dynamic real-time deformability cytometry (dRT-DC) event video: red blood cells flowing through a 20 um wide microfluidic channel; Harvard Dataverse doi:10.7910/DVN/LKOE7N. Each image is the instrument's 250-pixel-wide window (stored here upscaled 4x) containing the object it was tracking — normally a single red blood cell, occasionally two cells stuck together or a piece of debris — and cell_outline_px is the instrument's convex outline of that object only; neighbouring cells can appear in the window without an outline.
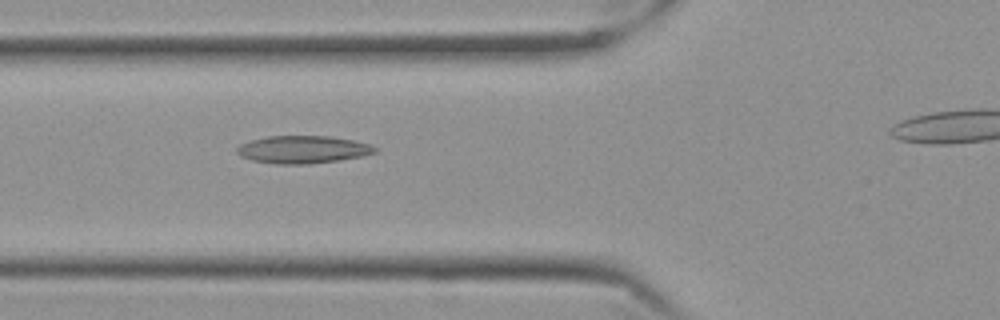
{"species": "Egyptian fruit bat (a non-hibernating species)", "species_latin": "Rousettus aegyptiacus", "temperature_condition": "cold", "stored_images_in_passage": 42, "camera_frame_rate_fps": 3000, "um_per_image_px": 0.085, "frame": {"image": 1, "passage_image": 13, "time_ms": 4.0, "image_size_px": [1000, 320], "cell_outline_px": [[380, 148], [376, 152], [364, 156], [340, 160], [308, 164], [276, 164], [252, 160], [240, 156], [236, 152], [236, 148], [240, 144], [248, 140], [268, 136], [332, 136], [352, 140], [368, 144]], "centroid_in_image_um": [25.74, 12.71], "position_along_channel_um": 100.1, "area_um2": 22.43}}
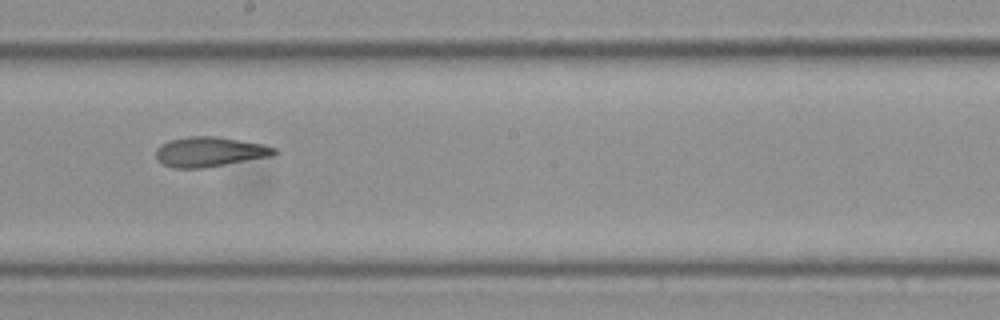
{"frame": {"image": 2, "passage_image": 24, "time_ms": 7.667, "image_size_px": [1000, 320], "cell_outline_px": [[280, 152], [276, 156], [204, 168], [172, 168], [156, 160], [156, 148], [160, 144], [168, 140], [192, 136], [220, 136], [264, 144], [276, 148]], "centroid_in_image_um": [17.88, 12.9], "position_along_channel_um": 230.3, "area_um2": 21.15}}
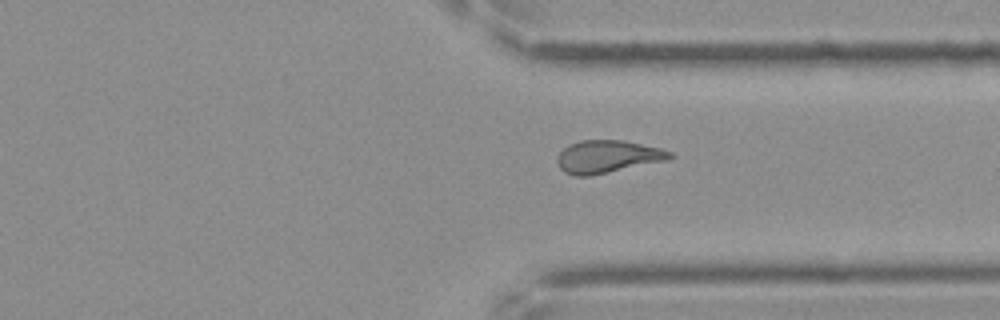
{"frame": {"image": 3, "passage_image": 35, "time_ms": 11.333, "image_size_px": [1000, 320], "cell_outline_px": [[672, 156], [668, 160], [588, 176], [576, 176], [564, 172], [560, 168], [556, 160], [556, 156], [568, 144], [580, 140], [624, 140], [660, 148], [672, 152]], "centroid_in_image_um": [51.61, 13.3], "position_along_channel_um": 359.8, "area_um2": 21.39}}